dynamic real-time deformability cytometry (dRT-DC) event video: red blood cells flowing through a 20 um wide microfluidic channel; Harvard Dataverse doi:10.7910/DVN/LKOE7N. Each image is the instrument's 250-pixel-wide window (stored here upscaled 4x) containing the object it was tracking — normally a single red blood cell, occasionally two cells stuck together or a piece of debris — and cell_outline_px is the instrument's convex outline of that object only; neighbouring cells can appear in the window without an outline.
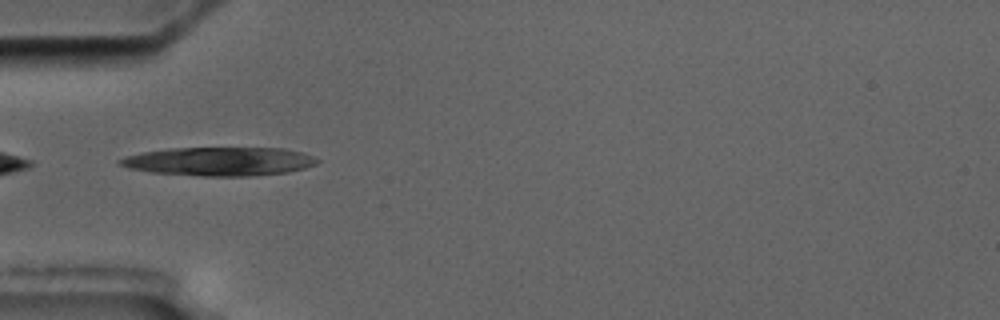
{"species": "common noctule bat (a hibernating species)", "species_latin": "Nyctalus noctula", "temperature_condition": "cold", "stored_images_in_passage": 6, "camera_frame_rate_fps": 3000, "um_per_image_px": 0.085, "animal": {"sex": "male", "body_mass_g": 17.5, "forearm_length_mm": 52.3}, "frame": {"image": 1, "passage_image": 1, "time_ms": 0.0, "image_size_px": [1000, 320], "cell_outline_px": [[320, 160], [316, 164], [304, 168], [288, 172], [248, 176], [200, 176], [152, 172], [128, 168], [116, 164], [116, 160], [124, 156], [144, 152], [172, 148], [284, 148], [300, 152], [312, 156]], "centroid_in_image_um": [18.6, 13.72], "position_along_channel_um": 66.4, "area_um2": 32.95}}
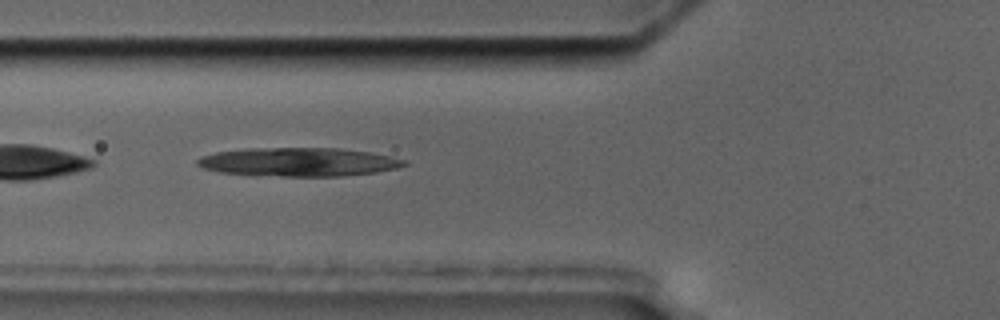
{"frame": {"image": 2, "passage_image": 2, "time_ms": 1.0, "image_size_px": [1000, 320], "cell_outline_px": [[408, 164], [396, 168], [376, 172], [340, 176], [284, 176], [220, 172], [204, 168], [196, 164], [196, 160], [200, 156], [216, 152], [248, 148], [340, 148], [368, 152], [392, 156], [408, 160]], "centroid_in_image_um": [25.41, 13.76], "position_along_channel_um": 100.4, "area_um2": 34.39}}
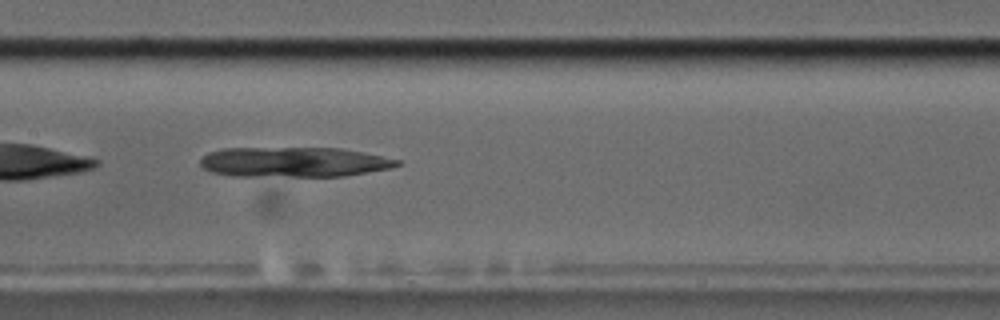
{"frame": {"image": 3, "passage_image": 4, "time_ms": 3.333, "image_size_px": [1000, 320], "cell_outline_px": [[400, 164], [392, 168], [344, 176], [232, 176], [212, 172], [204, 168], [200, 164], [200, 160], [208, 152], [224, 148], [340, 148], [400, 160]], "centroid_in_image_um": [24.95, 13.78], "position_along_channel_um": 182.4, "area_um2": 34.28}}